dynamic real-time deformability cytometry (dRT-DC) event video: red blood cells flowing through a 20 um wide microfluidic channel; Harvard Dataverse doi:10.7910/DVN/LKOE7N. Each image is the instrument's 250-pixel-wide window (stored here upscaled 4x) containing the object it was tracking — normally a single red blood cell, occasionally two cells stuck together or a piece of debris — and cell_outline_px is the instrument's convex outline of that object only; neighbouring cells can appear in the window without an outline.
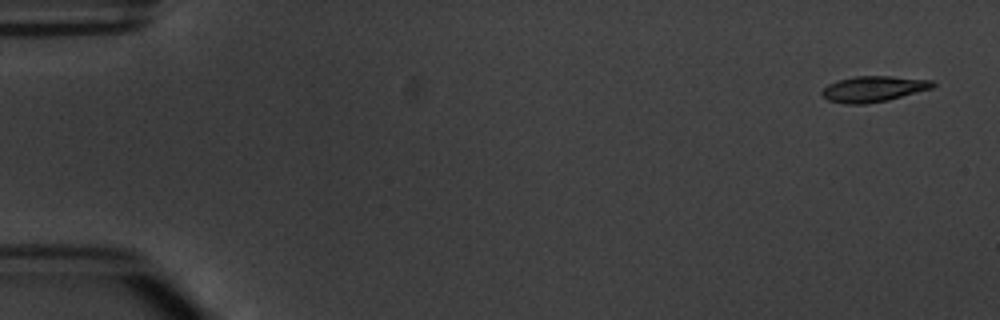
{"species": "common noctule bat (a hibernating species)", "species_latin": "Nyctalus noctula", "temperature_condition": "warm", "stored_images_in_passage": 5, "camera_frame_rate_fps": 3000, "um_per_image_px": 0.085, "animal": {"sex": "male", "body_mass_g": 20.1, "forearm_length_mm": 53.5}, "frame": {"image": 1, "passage_image": 1, "time_ms": 0.0, "image_size_px": [1000, 320], "cell_outline_px": [[936, 84], [932, 88], [888, 100], [864, 104], [844, 104], [828, 100], [820, 92], [828, 84], [840, 80], [856, 76], [892, 76], [932, 80]], "centroid_in_image_um": [74.25, 7.56], "position_along_channel_um": 10.8, "area_um2": 16.53}}